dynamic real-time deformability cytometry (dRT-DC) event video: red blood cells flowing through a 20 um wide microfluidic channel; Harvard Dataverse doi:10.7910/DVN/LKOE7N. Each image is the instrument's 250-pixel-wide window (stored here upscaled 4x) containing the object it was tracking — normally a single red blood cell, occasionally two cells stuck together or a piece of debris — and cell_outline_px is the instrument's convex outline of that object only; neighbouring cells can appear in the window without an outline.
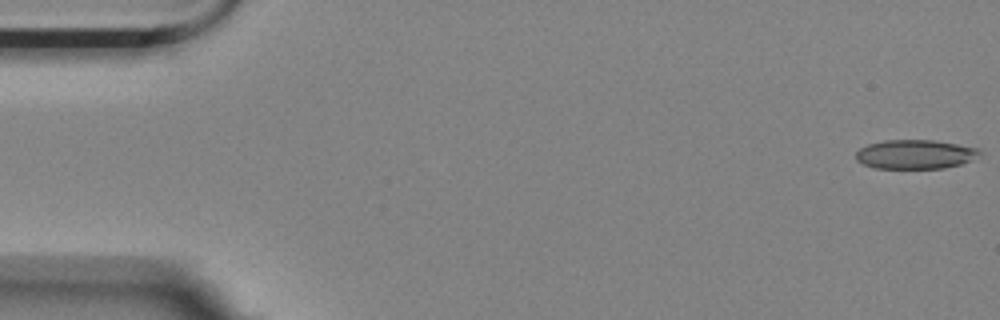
{"species": "Egyptian fruit bat (a non-hibernating species)", "species_latin": "Rousettus aegyptiacus", "temperature_condition": "room temperature", "stored_images_in_passage": 56, "camera_frame_rate_fps": 3000, "um_per_image_px": 0.085, "animal": {"sex": "female"}, "frame": {"image": 1, "passage_image": 1, "time_ms": 0.0, "image_size_px": [1000, 320], "cell_outline_px": [[984, 152], [960, 164], [944, 168], [876, 168], [864, 164], [856, 160], [856, 152], [860, 148], [868, 144], [884, 140], [932, 140], [980, 148]], "centroid_in_image_um": [77.78, 13.11], "position_along_channel_um": 7.2, "area_um2": 20.87}}
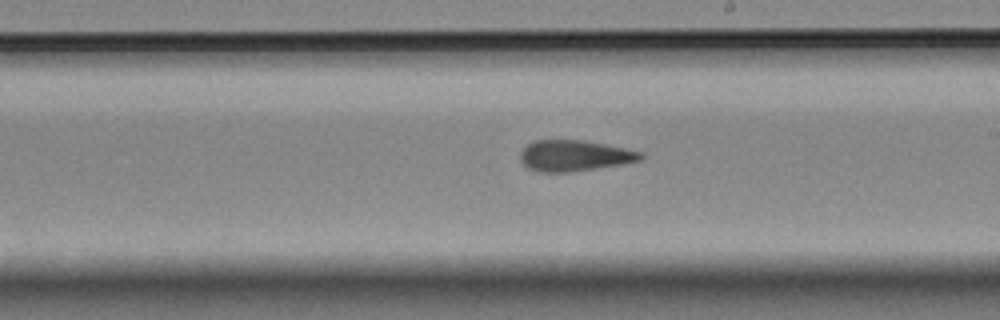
{"frame": {"image": 2, "passage_image": 32, "time_ms": 10.333, "image_size_px": [1000, 320], "cell_outline_px": [[644, 156], [640, 160], [620, 164], [568, 172], [540, 172], [528, 168], [520, 160], [520, 152], [532, 140], [580, 140], [644, 152]], "centroid_in_image_um": [48.78, 13.23], "position_along_channel_um": 240.2, "area_um2": 21.39}}
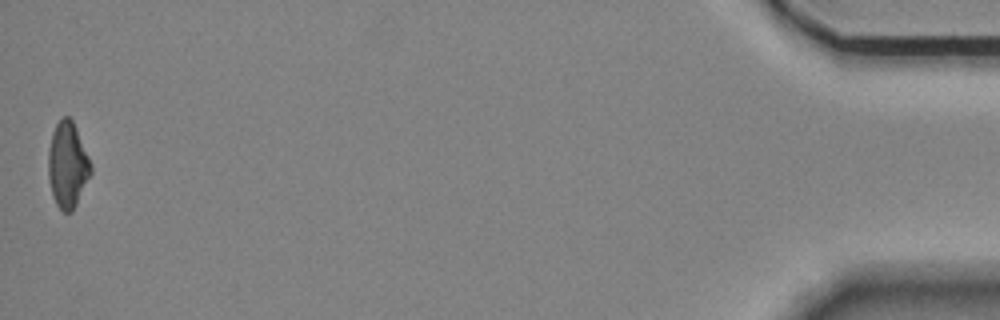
{"frame": {"image": 3, "passage_image": 56, "time_ms": 18.333, "image_size_px": [1000, 320], "cell_outline_px": [[92, 172], [72, 212], [64, 212], [56, 204], [52, 192], [48, 176], [48, 152], [52, 132], [56, 124], [64, 116], [68, 116], [72, 120], [76, 128], [92, 164]], "centroid_in_image_um": [5.75, 14.01], "position_along_channel_um": 429.5, "area_um2": 21.1}, "authors_computed_cell_mechanics": {"area_um2": 21.9062, "velocity_mm_per_s": 3.5316, "shape_relaxation_time_tau1_ms": null, "shape_relaxation_time_tau2_ms": 3.5791, "deformation_change_tau1": null, "deformation_change_tau2": 0.1259}}